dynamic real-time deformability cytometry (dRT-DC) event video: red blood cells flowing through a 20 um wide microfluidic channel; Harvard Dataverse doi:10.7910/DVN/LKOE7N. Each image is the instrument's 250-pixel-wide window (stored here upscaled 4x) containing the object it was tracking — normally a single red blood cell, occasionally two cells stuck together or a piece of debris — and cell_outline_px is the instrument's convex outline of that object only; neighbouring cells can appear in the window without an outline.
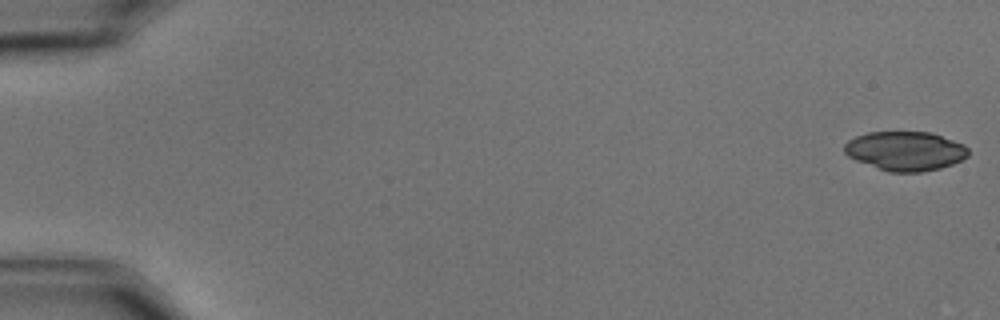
{"species": "common noctule bat (a hibernating species)", "species_latin": "Nyctalus noctula", "temperature_condition": "cold", "stored_images_in_passage": 57, "camera_frame_rate_fps": 3000, "um_per_image_px": 0.085, "animal": {"sex": "male", "body_mass_g": 15.6}, "frame": {"image": 1, "passage_image": 1, "time_ms": 0.0, "image_size_px": [1000, 320], "cell_outline_px": [[968, 156], [952, 164], [940, 168], [920, 172], [888, 172], [856, 160], [848, 156], [844, 152], [844, 144], [848, 140], [856, 136], [868, 132], [932, 132], [964, 144], [968, 148]], "centroid_in_image_um": [76.95, 12.83], "position_along_channel_um": 8.1, "area_um2": 28.32}}
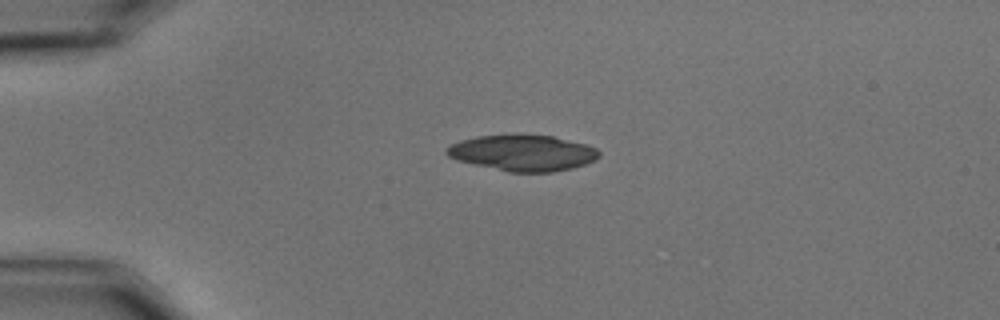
{"frame": {"image": 2, "passage_image": 14, "time_ms": 4.333, "image_size_px": [1000, 320], "cell_outline_px": [[600, 156], [596, 160], [572, 168], [552, 172], [508, 172], [456, 160], [448, 156], [444, 152], [444, 148], [460, 140], [476, 136], [508, 132], [520, 132], [552, 136], [588, 144], [596, 148], [600, 152]], "centroid_in_image_um": [44.41, 12.95], "position_along_channel_um": 40.6, "area_um2": 33.0}}